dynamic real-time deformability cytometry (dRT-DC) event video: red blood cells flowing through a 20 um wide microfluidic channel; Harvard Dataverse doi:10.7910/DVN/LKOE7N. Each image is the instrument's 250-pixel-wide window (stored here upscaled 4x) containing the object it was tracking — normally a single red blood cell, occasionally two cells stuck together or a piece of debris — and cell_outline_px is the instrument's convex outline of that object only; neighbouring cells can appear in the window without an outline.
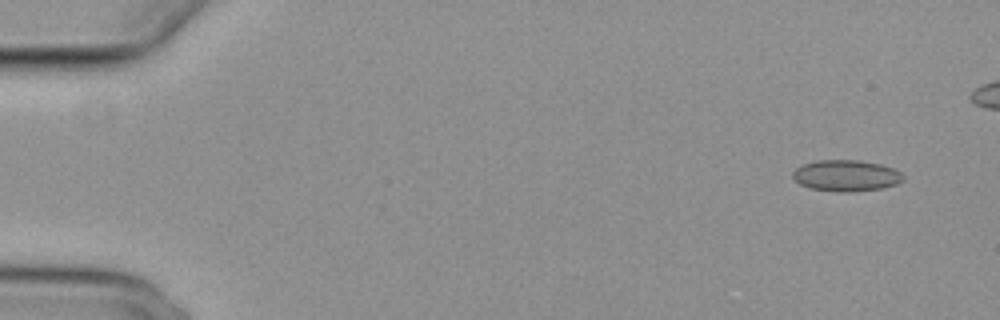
{"species": "common noctule bat (a hibernating species)", "species_latin": "Nyctalus noctula", "temperature_condition": "cold", "stored_images_in_passage": 48, "camera_frame_rate_fps": 3000, "um_per_image_px": 0.085, "animal": {"sex": "female", "body_mass_g": 29.2, "forearm_length_mm": 56.3}, "frame": {"image": 1, "passage_image": 2, "time_ms": 0.333, "image_size_px": [1000, 320], "cell_outline_px": [[904, 180], [896, 184], [880, 188], [848, 192], [840, 192], [812, 188], [800, 184], [792, 176], [792, 172], [796, 168], [804, 164], [816, 160], [860, 160], [880, 164], [892, 168], [900, 172], [904, 176]], "centroid_in_image_um": [71.92, 14.92], "position_along_channel_um": 13.1, "area_um2": 19.94}}
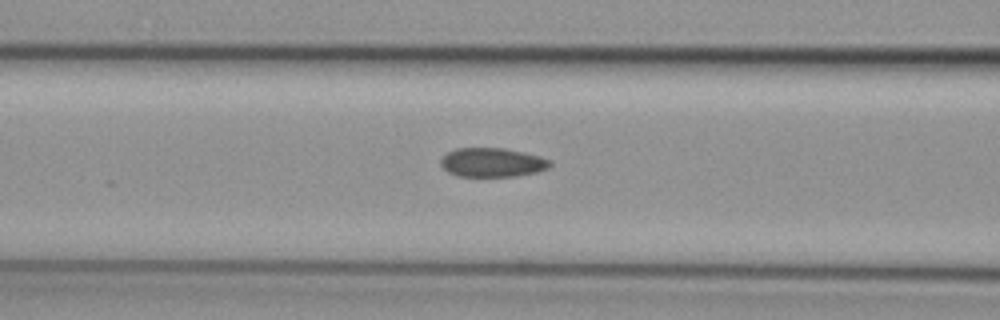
{"frame": {"image": 2, "passage_image": 21, "time_ms": 6.667, "image_size_px": [1000, 320], "cell_outline_px": [[552, 164], [548, 168], [536, 172], [516, 176], [456, 176], [448, 172], [440, 164], [440, 160], [448, 152], [456, 148], [504, 148], [524, 152], [540, 156], [548, 160]], "centroid_in_image_um": [41.83, 13.8], "position_along_channel_um": 124.8, "area_um2": 18.44}}
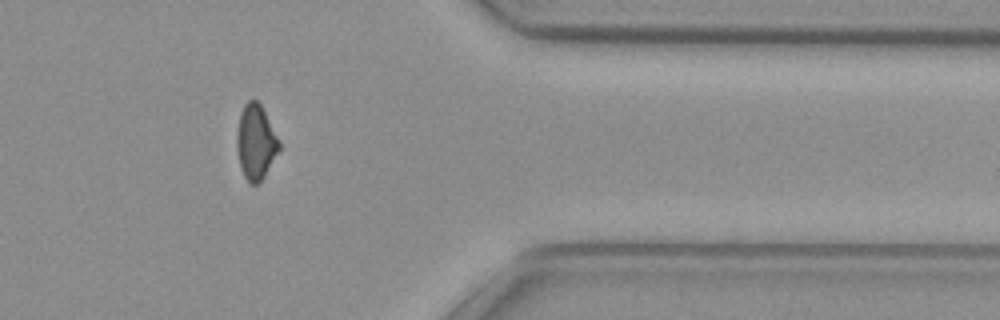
{"frame": {"image": 3, "passage_image": 43, "time_ms": 14.0, "image_size_px": [1000, 320], "cell_outline_px": [[280, 148], [264, 176], [256, 184], [252, 184], [244, 176], [240, 164], [236, 148], [236, 136], [240, 112], [244, 104], [248, 100], [256, 100], [260, 104], [280, 140]], "centroid_in_image_um": [21.73, 12.05], "position_along_channel_um": 389.7, "area_um2": 18.26}}